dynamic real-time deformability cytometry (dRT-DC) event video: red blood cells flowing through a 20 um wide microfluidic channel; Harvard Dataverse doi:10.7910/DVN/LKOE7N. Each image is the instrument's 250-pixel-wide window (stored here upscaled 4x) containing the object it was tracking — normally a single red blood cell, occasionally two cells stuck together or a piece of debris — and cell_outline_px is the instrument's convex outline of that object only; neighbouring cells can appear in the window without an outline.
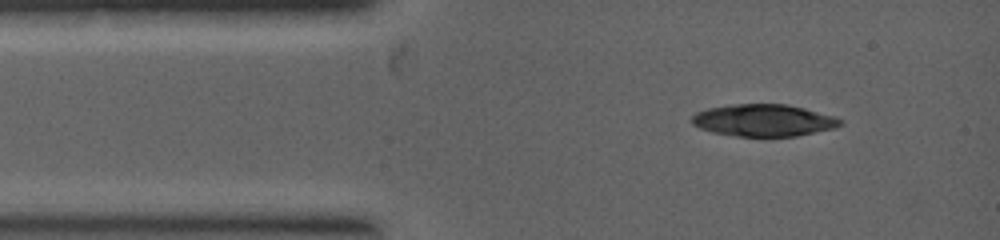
{"species": "common noctule bat (a hibernating species)", "species_latin": "Nyctalus noctula", "temperature_condition": "warm", "stored_images_in_passage": 3, "camera_frame_rate_fps": 5000, "um_per_image_px": 0.085, "animal": {"sex": "female", "body_mass_g": 19.0, "forearm_length_mm": 53.3}, "frame": {"image": 1, "passage_image": 1, "time_ms": 0.0, "image_size_px": [1000, 240], "cell_outline_px": [[844, 124], [836, 128], [796, 136], [736, 136], [712, 132], [700, 128], [692, 124], [692, 116], [696, 112], [708, 108], [732, 104], [788, 104], [836, 116], [844, 120]], "centroid_in_image_um": [64.96, 10.22], "position_along_channel_um": 20.0, "area_um2": 27.92}}